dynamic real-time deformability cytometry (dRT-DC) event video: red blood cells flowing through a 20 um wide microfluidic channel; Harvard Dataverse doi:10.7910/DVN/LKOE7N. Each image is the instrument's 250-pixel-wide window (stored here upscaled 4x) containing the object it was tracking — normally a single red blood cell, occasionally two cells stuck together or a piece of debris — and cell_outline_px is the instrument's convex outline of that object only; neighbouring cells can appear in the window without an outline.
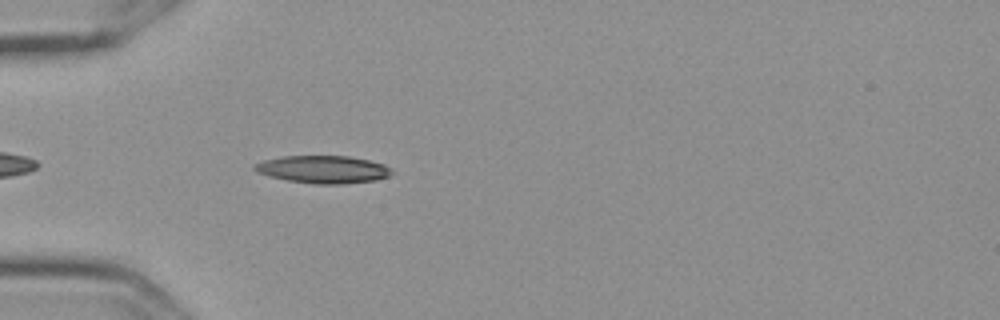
{"species": "Egyptian fruit bat (a non-hibernating species)", "species_latin": "Rousettus aegyptiacus", "temperature_condition": "cold", "stored_images_in_passage": 43, "camera_frame_rate_fps": 3000, "um_per_image_px": 0.085, "frame": {"image": 1, "passage_image": 4, "time_ms": 1.0, "image_size_px": [1000, 320], "cell_outline_px": [[396, 172], [388, 176], [376, 180], [340, 184], [316, 184], [288, 180], [268, 176], [256, 172], [252, 168], [252, 164], [264, 160], [280, 156], [348, 156], [368, 160], [384, 164]], "centroid_in_image_um": [27.44, 14.39], "position_along_channel_um": 57.6, "area_um2": 22.2}}
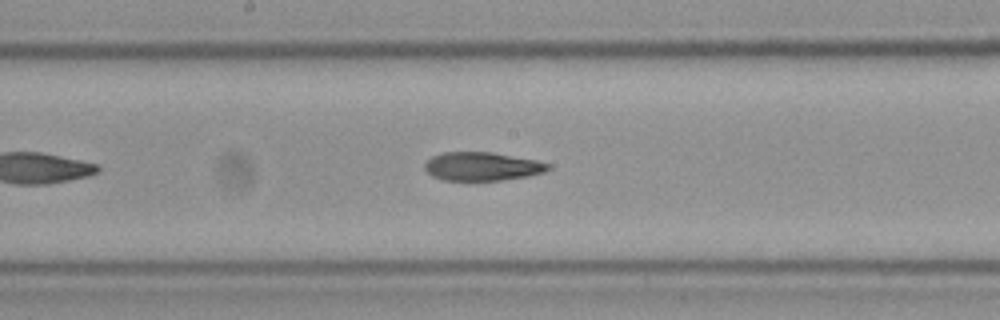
{"frame": {"image": 2, "passage_image": 17, "time_ms": 5.333, "image_size_px": [1000, 320], "cell_outline_px": [[552, 168], [544, 172], [528, 176], [500, 180], [444, 180], [432, 176], [424, 168], [424, 164], [432, 156], [444, 152], [492, 152], [536, 160], [548, 164]], "centroid_in_image_um": [40.97, 14.14], "position_along_channel_um": 207.2, "area_um2": 20.4}}
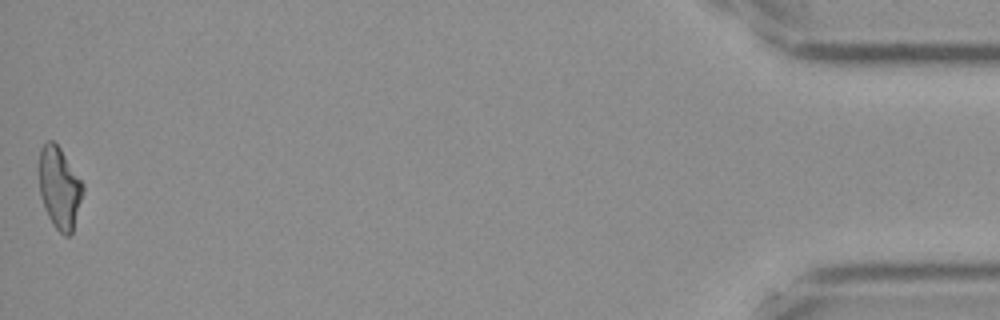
{"frame": {"image": 3, "passage_image": 43, "time_ms": 14.0, "image_size_px": [1000, 320], "cell_outline_px": [[84, 188], [72, 232], [68, 236], [64, 236], [52, 224], [44, 208], [40, 196], [40, 148], [48, 140], [52, 140], [60, 148], [84, 184]], "centroid_in_image_um": [5.05, 15.97], "position_along_channel_um": 430.1, "area_um2": 20.58}, "authors_computed_cell_mechanics": {"area_um2": 21.097, "velocity_mm_per_s": 3.6055, "shape_relaxation_time_tau1_ms": null, "shape_relaxation_time_tau2_ms": 4.5341, "deformation_change_tau1": null, "deformation_change_tau2": 0.1241}}